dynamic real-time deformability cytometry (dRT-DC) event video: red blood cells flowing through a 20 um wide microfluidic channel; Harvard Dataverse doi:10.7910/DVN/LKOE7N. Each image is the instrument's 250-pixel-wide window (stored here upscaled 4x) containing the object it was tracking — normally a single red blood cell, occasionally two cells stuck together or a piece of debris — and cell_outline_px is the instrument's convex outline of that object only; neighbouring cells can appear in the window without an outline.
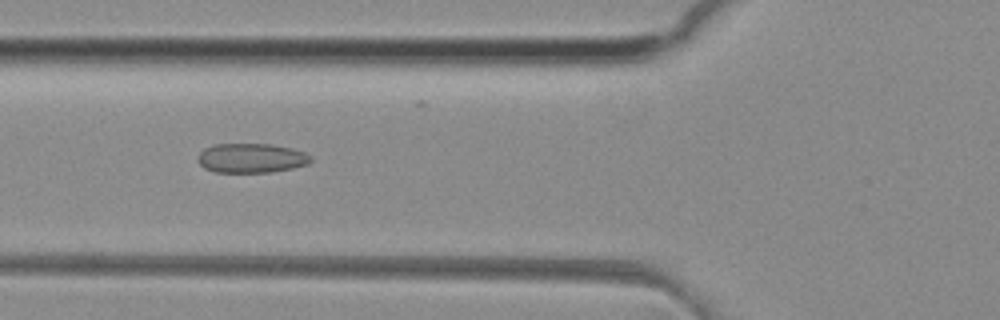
{"species": "common noctule bat (a hibernating species)", "species_latin": "Nyctalus noctula", "temperature_condition": "room temperature", "stored_images_in_passage": 49, "camera_frame_rate_fps": 3000, "um_per_image_px": 0.085, "animal": {"sex": "female", "body_mass_g": 29.2, "forearm_length_mm": 56.3}, "frame": {"image": 1, "passage_image": 18, "time_ms": 5.667, "image_size_px": [1000, 320], "cell_outline_px": [[312, 160], [308, 164], [292, 168], [272, 172], [216, 172], [204, 168], [196, 160], [200, 152], [204, 148], [216, 144], [272, 144], [292, 148], [304, 152], [312, 156]], "centroid_in_image_um": [21.36, 13.43], "position_along_channel_um": 104.4, "area_um2": 19.48}}
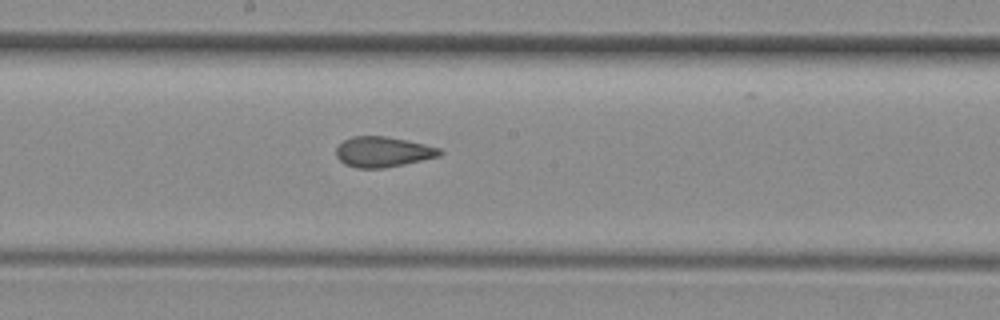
{"frame": {"image": 2, "passage_image": 26, "time_ms": 8.333, "image_size_px": [1000, 320], "cell_outline_px": [[444, 152], [440, 156], [404, 164], [384, 168], [356, 168], [344, 164], [336, 156], [336, 148], [344, 140], [352, 136], [384, 136], [408, 140], [440, 148]], "centroid_in_image_um": [32.55, 12.91], "position_along_channel_um": 215.6, "area_um2": 18.38}}
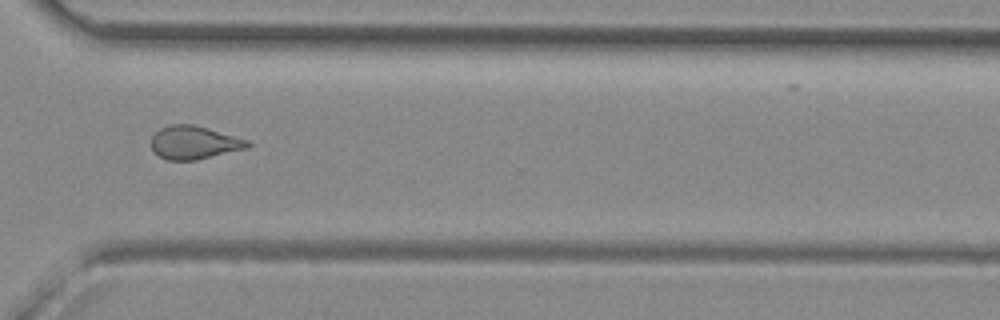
{"frame": {"image": 3, "passage_image": 36, "time_ms": 11.667, "image_size_px": [1000, 320], "cell_outline_px": [[252, 144], [248, 148], [196, 160], [168, 160], [152, 152], [152, 136], [160, 128], [168, 124], [192, 124], [208, 128], [248, 140]], "centroid_in_image_um": [16.49, 12.11], "position_along_channel_um": 354.1, "area_um2": 18.67}, "authors_computed_cell_mechanics": {"area_um2": 19.4786, "velocity_mm_per_s": 4.1643, "shape_relaxation_time_tau1_ms": null, "shape_relaxation_time_tau2_ms": 2.3691, "deformation_change_tau1": null, "deformation_change_tau2": 0.0843}}